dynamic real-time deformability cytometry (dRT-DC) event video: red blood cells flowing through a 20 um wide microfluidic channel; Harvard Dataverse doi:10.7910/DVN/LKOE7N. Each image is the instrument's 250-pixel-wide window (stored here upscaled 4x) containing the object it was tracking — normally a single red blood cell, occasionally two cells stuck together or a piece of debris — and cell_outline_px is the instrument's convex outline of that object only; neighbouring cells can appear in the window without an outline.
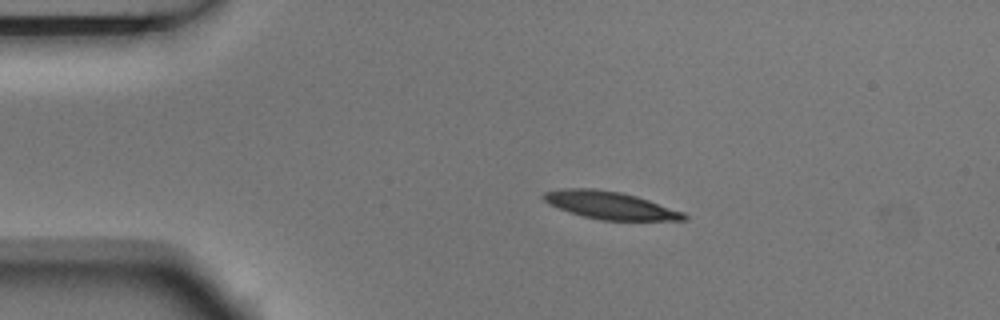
{"species": "Egyptian fruit bat (a non-hibernating species)", "species_latin": "Rousettus aegyptiacus", "temperature_condition": "room temperature", "stored_images_in_passage": 5, "camera_frame_rate_fps": 3000, "um_per_image_px": 0.085, "animal": {"sex": "male"}, "frame": {"image": 1, "passage_image": 3, "time_ms": 0.667, "image_size_px": [1000, 320], "cell_outline_px": [[688, 220], [600, 220], [584, 216], [548, 204], [540, 196], [544, 192], [564, 188], [592, 188], [620, 192], [636, 196], [684, 212], [688, 216]], "centroid_in_image_um": [51.85, 17.44], "position_along_channel_um": 33.1, "area_um2": 22.37}}
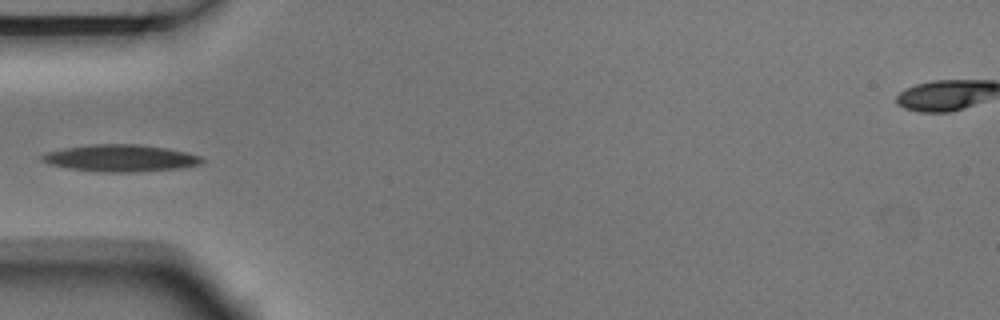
{"frame": {"image": 2, "passage_image": 5, "time_ms": 1.333, "image_size_px": [1000, 320], "cell_outline_px": [[204, 160], [200, 164], [184, 168], [132, 172], [100, 172], [68, 168], [48, 164], [40, 160], [40, 156], [48, 152], [64, 148], [92, 144], [136, 144], [168, 148], [188, 152], [200, 156]], "centroid_in_image_um": [10.26, 13.44], "position_along_channel_um": 74.7, "area_um2": 25.26}}